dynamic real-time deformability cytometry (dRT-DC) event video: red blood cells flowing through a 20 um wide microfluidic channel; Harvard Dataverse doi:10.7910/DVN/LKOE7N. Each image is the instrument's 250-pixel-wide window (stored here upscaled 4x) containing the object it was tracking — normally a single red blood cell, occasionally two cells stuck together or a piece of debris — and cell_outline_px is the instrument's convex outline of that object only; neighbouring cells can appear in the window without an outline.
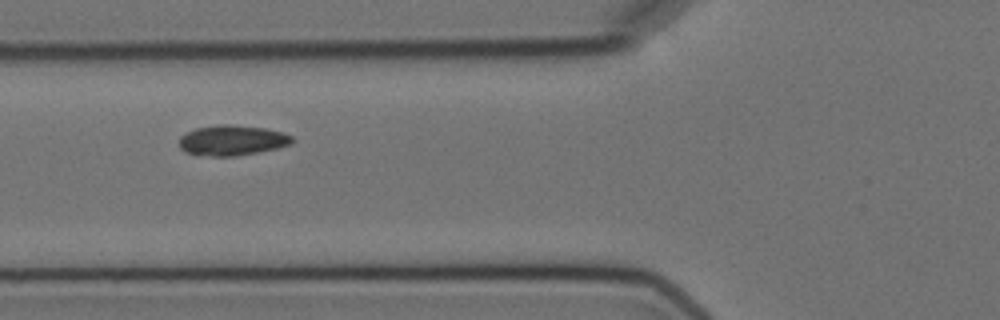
{"species": "Egyptian fruit bat (a non-hibernating species)", "species_latin": "Rousettus aegyptiacus", "temperature_condition": "cold", "stored_images_in_passage": 3, "camera_frame_rate_fps": 3000, "um_per_image_px": 0.085, "animal": {"sex": "female"}, "frame": {"image": 1, "passage_image": 2, "time_ms": 1.0, "image_size_px": [1000, 320], "cell_outline_px": [[292, 140], [288, 144], [276, 148], [236, 156], [196, 156], [184, 152], [180, 148], [180, 136], [196, 128], [220, 124], [228, 124], [264, 128], [284, 132], [292, 136]], "centroid_in_image_um": [19.67, 11.93], "position_along_channel_um": 106.1, "area_um2": 19.88}}
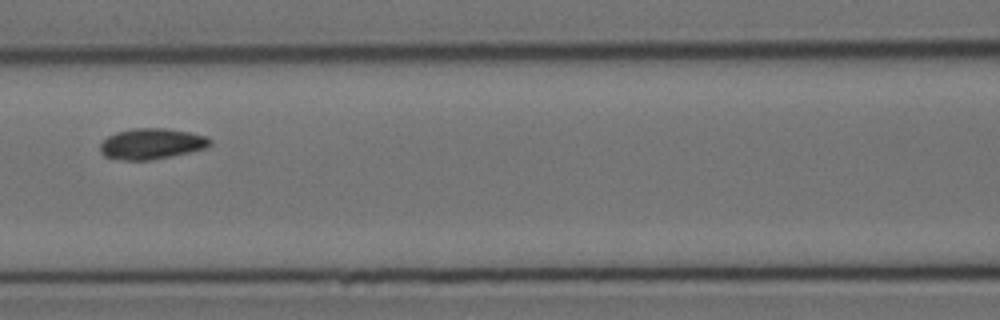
{"frame": {"image": 2, "passage_image": 3, "time_ms": 2.333, "image_size_px": [1000, 320], "cell_outline_px": [[212, 144], [208, 148], [148, 160], [124, 160], [104, 156], [100, 152], [100, 144], [108, 136], [116, 132], [132, 128], [164, 128], [188, 132], [204, 136], [212, 140]], "centroid_in_image_um": [12.87, 12.21], "position_along_channel_um": 153.7, "area_um2": 19.54}}